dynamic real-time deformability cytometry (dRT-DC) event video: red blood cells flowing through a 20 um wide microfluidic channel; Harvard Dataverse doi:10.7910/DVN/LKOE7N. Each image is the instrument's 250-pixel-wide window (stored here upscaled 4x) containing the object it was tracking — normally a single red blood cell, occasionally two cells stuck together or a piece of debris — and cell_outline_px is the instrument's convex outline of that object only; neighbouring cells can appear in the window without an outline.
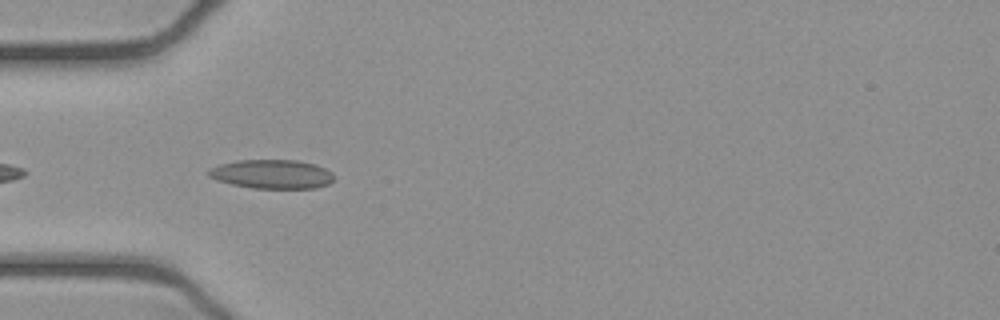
{"species": "common noctule bat (a hibernating species)", "species_latin": "Nyctalus noctula", "temperature_condition": "cold", "stored_images_in_passage": 5, "camera_frame_rate_fps": 3000, "um_per_image_px": 0.085, "animal": {"sex": "female", "body_mass_g": 21.9}, "frame": {"image": 1, "passage_image": 2, "time_ms": 0.333, "image_size_px": [1000, 320], "cell_outline_px": [[336, 176], [328, 184], [316, 188], [252, 188], [232, 184], [216, 180], [208, 176], [208, 168], [220, 164], [236, 160], [296, 160], [316, 164], [332, 172]], "centroid_in_image_um": [23.11, 14.79], "position_along_channel_um": 61.9, "area_um2": 21.33}}
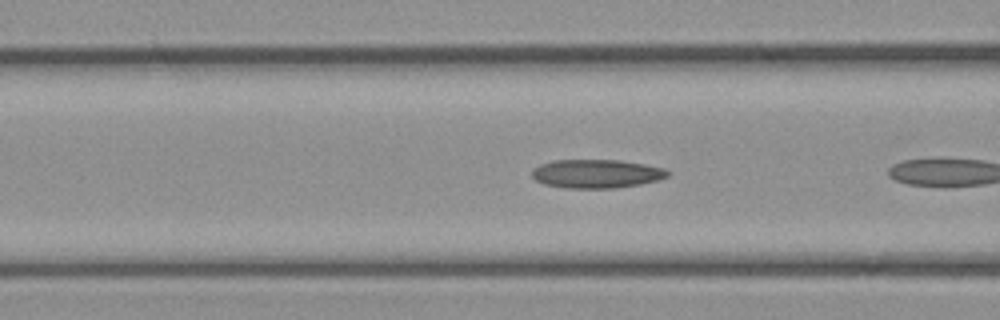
{"frame": {"image": 2, "passage_image": 4, "time_ms": 1.0, "image_size_px": [1000, 320], "cell_outline_px": [[672, 172], [668, 176], [656, 180], [640, 184], [616, 188], [564, 188], [544, 184], [536, 180], [532, 176], [532, 168], [540, 164], [556, 160], [616, 160], [644, 164], [664, 168]], "centroid_in_image_um": [50.69, 14.77], "position_along_channel_um": 115.9, "area_um2": 22.66}}